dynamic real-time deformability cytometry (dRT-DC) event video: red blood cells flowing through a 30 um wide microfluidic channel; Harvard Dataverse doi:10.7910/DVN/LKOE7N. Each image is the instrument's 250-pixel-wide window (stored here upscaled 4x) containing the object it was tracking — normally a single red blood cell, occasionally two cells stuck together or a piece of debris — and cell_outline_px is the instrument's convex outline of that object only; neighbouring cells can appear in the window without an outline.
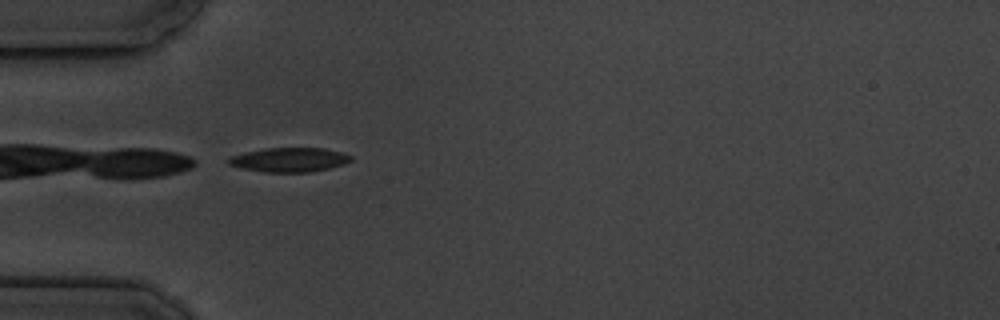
{"species": "common noctule bat (a hibernating species)", "species_latin": "Nyctalus noctula", "temperature_condition": "cold", "stored_images_in_passage": 5, "camera_frame_rate_fps": 3000, "um_per_image_px": 0.085, "animal": {"sex": "male", "body_mass_g": 19.5, "forearm_length_mm": 54.6}, "frame": {"image": 1, "passage_image": 5, "time_ms": 4.667, "image_size_px": [1000, 320], "cell_outline_px": [[352, 160], [344, 164], [328, 168], [308, 172], [264, 172], [240, 168], [228, 164], [228, 156], [244, 152], [264, 148], [324, 148], [344, 152], [352, 156]], "centroid_in_image_um": [24.57, 13.57], "position_along_channel_um": 60.4, "area_um2": 17.46}}